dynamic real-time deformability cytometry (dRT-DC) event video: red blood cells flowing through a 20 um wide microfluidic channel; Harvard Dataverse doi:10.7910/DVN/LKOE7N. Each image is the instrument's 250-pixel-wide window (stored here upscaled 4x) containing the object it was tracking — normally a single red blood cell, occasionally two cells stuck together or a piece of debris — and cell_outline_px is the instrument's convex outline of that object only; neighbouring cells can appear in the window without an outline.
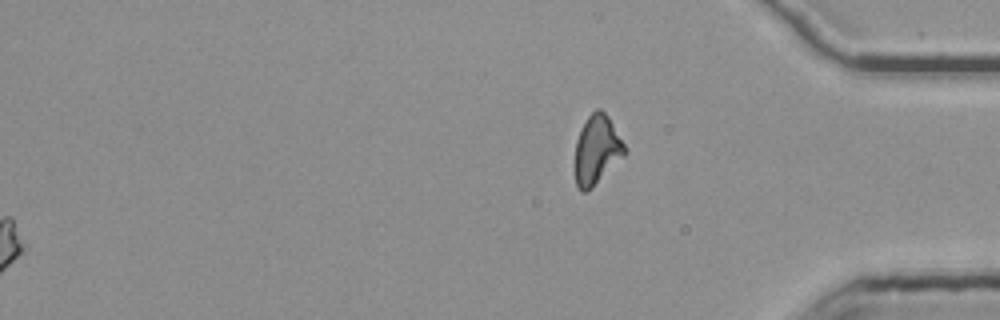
{"species": "common noctule bat (a hibernating species)", "species_latin": "Nyctalus noctula", "temperature_condition": "room temperature", "stored_images_in_passage": 55, "segment_of_instrument_passage": [2, 2], "camera_frame_rate_fps": 3000, "um_per_image_px": 0.085, "animal": {"sex": "female", "body_mass_g": 25.1}, "frame": {"image": 1, "passage_image": 55, "time_ms": 18.0, "image_size_px": [1000, 320], "cell_outline_px": [[628, 152], [592, 188], [584, 192], [580, 192], [576, 188], [576, 140], [580, 128], [588, 116], [596, 108], [600, 108], [608, 116], [624, 144]], "centroid_in_image_um": [50.73, 12.74], "position_along_channel_um": 384.5, "area_um2": 19.94}}